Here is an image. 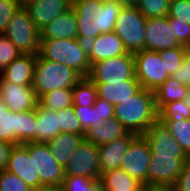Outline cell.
I'll use <instances>...</instances> for the list:
<instances>
[{
    "mask_svg": "<svg viewBox=\"0 0 190 191\" xmlns=\"http://www.w3.org/2000/svg\"><path fill=\"white\" fill-rule=\"evenodd\" d=\"M123 6L115 0H73L78 23V39L87 44L98 35L114 31Z\"/></svg>",
    "mask_w": 190,
    "mask_h": 191,
    "instance_id": "obj_1",
    "label": "cell"
},
{
    "mask_svg": "<svg viewBox=\"0 0 190 191\" xmlns=\"http://www.w3.org/2000/svg\"><path fill=\"white\" fill-rule=\"evenodd\" d=\"M114 117L136 135H144L158 119L154 92L141 88L132 97L114 106Z\"/></svg>",
    "mask_w": 190,
    "mask_h": 191,
    "instance_id": "obj_2",
    "label": "cell"
},
{
    "mask_svg": "<svg viewBox=\"0 0 190 191\" xmlns=\"http://www.w3.org/2000/svg\"><path fill=\"white\" fill-rule=\"evenodd\" d=\"M39 55L74 69L81 77H87L90 72L87 46L78 38L40 39Z\"/></svg>",
    "mask_w": 190,
    "mask_h": 191,
    "instance_id": "obj_3",
    "label": "cell"
},
{
    "mask_svg": "<svg viewBox=\"0 0 190 191\" xmlns=\"http://www.w3.org/2000/svg\"><path fill=\"white\" fill-rule=\"evenodd\" d=\"M81 78L74 69L46 60L38 54L34 66L32 87L39 99L53 90L73 88Z\"/></svg>",
    "mask_w": 190,
    "mask_h": 191,
    "instance_id": "obj_4",
    "label": "cell"
},
{
    "mask_svg": "<svg viewBox=\"0 0 190 191\" xmlns=\"http://www.w3.org/2000/svg\"><path fill=\"white\" fill-rule=\"evenodd\" d=\"M36 109L14 113L0 95V140L12 145L35 142Z\"/></svg>",
    "mask_w": 190,
    "mask_h": 191,
    "instance_id": "obj_5",
    "label": "cell"
},
{
    "mask_svg": "<svg viewBox=\"0 0 190 191\" xmlns=\"http://www.w3.org/2000/svg\"><path fill=\"white\" fill-rule=\"evenodd\" d=\"M3 34L21 54H33L36 56L39 54L40 31L24 7H20L15 12Z\"/></svg>",
    "mask_w": 190,
    "mask_h": 191,
    "instance_id": "obj_6",
    "label": "cell"
},
{
    "mask_svg": "<svg viewBox=\"0 0 190 191\" xmlns=\"http://www.w3.org/2000/svg\"><path fill=\"white\" fill-rule=\"evenodd\" d=\"M146 20L136 7L121 9L114 25V32L128 52L136 53L145 49Z\"/></svg>",
    "mask_w": 190,
    "mask_h": 191,
    "instance_id": "obj_7",
    "label": "cell"
},
{
    "mask_svg": "<svg viewBox=\"0 0 190 191\" xmlns=\"http://www.w3.org/2000/svg\"><path fill=\"white\" fill-rule=\"evenodd\" d=\"M94 83H121L135 77V60L133 53L107 58L91 64L87 76Z\"/></svg>",
    "mask_w": 190,
    "mask_h": 191,
    "instance_id": "obj_8",
    "label": "cell"
},
{
    "mask_svg": "<svg viewBox=\"0 0 190 191\" xmlns=\"http://www.w3.org/2000/svg\"><path fill=\"white\" fill-rule=\"evenodd\" d=\"M133 55L135 77L142 88L154 92L169 77L159 52L144 49L133 53Z\"/></svg>",
    "mask_w": 190,
    "mask_h": 191,
    "instance_id": "obj_9",
    "label": "cell"
},
{
    "mask_svg": "<svg viewBox=\"0 0 190 191\" xmlns=\"http://www.w3.org/2000/svg\"><path fill=\"white\" fill-rule=\"evenodd\" d=\"M151 149L143 135H137L129 144L120 168L142 185H148Z\"/></svg>",
    "mask_w": 190,
    "mask_h": 191,
    "instance_id": "obj_10",
    "label": "cell"
},
{
    "mask_svg": "<svg viewBox=\"0 0 190 191\" xmlns=\"http://www.w3.org/2000/svg\"><path fill=\"white\" fill-rule=\"evenodd\" d=\"M99 151L98 145L83 140L64 167L65 176H83L99 180Z\"/></svg>",
    "mask_w": 190,
    "mask_h": 191,
    "instance_id": "obj_11",
    "label": "cell"
},
{
    "mask_svg": "<svg viewBox=\"0 0 190 191\" xmlns=\"http://www.w3.org/2000/svg\"><path fill=\"white\" fill-rule=\"evenodd\" d=\"M5 170L18 175L34 191L43 187L35 176L34 142L13 145Z\"/></svg>",
    "mask_w": 190,
    "mask_h": 191,
    "instance_id": "obj_12",
    "label": "cell"
},
{
    "mask_svg": "<svg viewBox=\"0 0 190 191\" xmlns=\"http://www.w3.org/2000/svg\"><path fill=\"white\" fill-rule=\"evenodd\" d=\"M187 156H151L148 168V185L173 187Z\"/></svg>",
    "mask_w": 190,
    "mask_h": 191,
    "instance_id": "obj_13",
    "label": "cell"
},
{
    "mask_svg": "<svg viewBox=\"0 0 190 191\" xmlns=\"http://www.w3.org/2000/svg\"><path fill=\"white\" fill-rule=\"evenodd\" d=\"M35 176H39L42 186L61 185L65 179L64 167L61 166L47 143L34 142Z\"/></svg>",
    "mask_w": 190,
    "mask_h": 191,
    "instance_id": "obj_14",
    "label": "cell"
},
{
    "mask_svg": "<svg viewBox=\"0 0 190 191\" xmlns=\"http://www.w3.org/2000/svg\"><path fill=\"white\" fill-rule=\"evenodd\" d=\"M181 45L174 30L170 27L168 17L148 18L145 22V50L160 51Z\"/></svg>",
    "mask_w": 190,
    "mask_h": 191,
    "instance_id": "obj_15",
    "label": "cell"
},
{
    "mask_svg": "<svg viewBox=\"0 0 190 191\" xmlns=\"http://www.w3.org/2000/svg\"><path fill=\"white\" fill-rule=\"evenodd\" d=\"M143 136L149 143L151 156H187L170 129L159 118Z\"/></svg>",
    "mask_w": 190,
    "mask_h": 191,
    "instance_id": "obj_16",
    "label": "cell"
},
{
    "mask_svg": "<svg viewBox=\"0 0 190 191\" xmlns=\"http://www.w3.org/2000/svg\"><path fill=\"white\" fill-rule=\"evenodd\" d=\"M0 95L14 113L36 109L39 103L32 85H18L0 77Z\"/></svg>",
    "mask_w": 190,
    "mask_h": 191,
    "instance_id": "obj_17",
    "label": "cell"
},
{
    "mask_svg": "<svg viewBox=\"0 0 190 191\" xmlns=\"http://www.w3.org/2000/svg\"><path fill=\"white\" fill-rule=\"evenodd\" d=\"M73 0H35L24 8L39 31L45 28L55 17L72 9Z\"/></svg>",
    "mask_w": 190,
    "mask_h": 191,
    "instance_id": "obj_18",
    "label": "cell"
},
{
    "mask_svg": "<svg viewBox=\"0 0 190 191\" xmlns=\"http://www.w3.org/2000/svg\"><path fill=\"white\" fill-rule=\"evenodd\" d=\"M86 46L91 64L128 53L122 40L114 31L98 35Z\"/></svg>",
    "mask_w": 190,
    "mask_h": 191,
    "instance_id": "obj_19",
    "label": "cell"
},
{
    "mask_svg": "<svg viewBox=\"0 0 190 191\" xmlns=\"http://www.w3.org/2000/svg\"><path fill=\"white\" fill-rule=\"evenodd\" d=\"M137 135L128 132L125 136L115 139L107 144L98 146L100 173L120 168L123 156Z\"/></svg>",
    "mask_w": 190,
    "mask_h": 191,
    "instance_id": "obj_20",
    "label": "cell"
},
{
    "mask_svg": "<svg viewBox=\"0 0 190 191\" xmlns=\"http://www.w3.org/2000/svg\"><path fill=\"white\" fill-rule=\"evenodd\" d=\"M36 55L20 54L1 73L0 77L18 85H32Z\"/></svg>",
    "mask_w": 190,
    "mask_h": 191,
    "instance_id": "obj_21",
    "label": "cell"
},
{
    "mask_svg": "<svg viewBox=\"0 0 190 191\" xmlns=\"http://www.w3.org/2000/svg\"><path fill=\"white\" fill-rule=\"evenodd\" d=\"M78 38V23L73 9L55 17L40 31V39Z\"/></svg>",
    "mask_w": 190,
    "mask_h": 191,
    "instance_id": "obj_22",
    "label": "cell"
},
{
    "mask_svg": "<svg viewBox=\"0 0 190 191\" xmlns=\"http://www.w3.org/2000/svg\"><path fill=\"white\" fill-rule=\"evenodd\" d=\"M98 98L104 99L111 104L118 105L122 101L132 97L142 87L137 79H130L121 83H95Z\"/></svg>",
    "mask_w": 190,
    "mask_h": 191,
    "instance_id": "obj_23",
    "label": "cell"
},
{
    "mask_svg": "<svg viewBox=\"0 0 190 191\" xmlns=\"http://www.w3.org/2000/svg\"><path fill=\"white\" fill-rule=\"evenodd\" d=\"M128 131L114 117L106 122L99 121L96 127H89L85 131L84 140L101 146L115 139L125 136Z\"/></svg>",
    "mask_w": 190,
    "mask_h": 191,
    "instance_id": "obj_24",
    "label": "cell"
},
{
    "mask_svg": "<svg viewBox=\"0 0 190 191\" xmlns=\"http://www.w3.org/2000/svg\"><path fill=\"white\" fill-rule=\"evenodd\" d=\"M61 133L58 111L41 107L36 108L35 143H47Z\"/></svg>",
    "mask_w": 190,
    "mask_h": 191,
    "instance_id": "obj_25",
    "label": "cell"
},
{
    "mask_svg": "<svg viewBox=\"0 0 190 191\" xmlns=\"http://www.w3.org/2000/svg\"><path fill=\"white\" fill-rule=\"evenodd\" d=\"M83 140L84 135L61 132L49 140L47 145L56 161L61 166L65 167L69 161V157L74 153Z\"/></svg>",
    "mask_w": 190,
    "mask_h": 191,
    "instance_id": "obj_26",
    "label": "cell"
},
{
    "mask_svg": "<svg viewBox=\"0 0 190 191\" xmlns=\"http://www.w3.org/2000/svg\"><path fill=\"white\" fill-rule=\"evenodd\" d=\"M99 180L106 191H143L144 186L121 168L102 173Z\"/></svg>",
    "mask_w": 190,
    "mask_h": 191,
    "instance_id": "obj_27",
    "label": "cell"
},
{
    "mask_svg": "<svg viewBox=\"0 0 190 191\" xmlns=\"http://www.w3.org/2000/svg\"><path fill=\"white\" fill-rule=\"evenodd\" d=\"M188 89V86L181 84L172 77H168L164 83L154 91L158 112L168 103L183 100Z\"/></svg>",
    "mask_w": 190,
    "mask_h": 191,
    "instance_id": "obj_28",
    "label": "cell"
},
{
    "mask_svg": "<svg viewBox=\"0 0 190 191\" xmlns=\"http://www.w3.org/2000/svg\"><path fill=\"white\" fill-rule=\"evenodd\" d=\"M41 107L58 111L73 105L72 88H63L47 92L39 98Z\"/></svg>",
    "mask_w": 190,
    "mask_h": 191,
    "instance_id": "obj_29",
    "label": "cell"
},
{
    "mask_svg": "<svg viewBox=\"0 0 190 191\" xmlns=\"http://www.w3.org/2000/svg\"><path fill=\"white\" fill-rule=\"evenodd\" d=\"M72 91L73 106H93L98 97L96 84L88 77H82Z\"/></svg>",
    "mask_w": 190,
    "mask_h": 191,
    "instance_id": "obj_30",
    "label": "cell"
},
{
    "mask_svg": "<svg viewBox=\"0 0 190 191\" xmlns=\"http://www.w3.org/2000/svg\"><path fill=\"white\" fill-rule=\"evenodd\" d=\"M186 155L190 154V118L177 121H163Z\"/></svg>",
    "mask_w": 190,
    "mask_h": 191,
    "instance_id": "obj_31",
    "label": "cell"
},
{
    "mask_svg": "<svg viewBox=\"0 0 190 191\" xmlns=\"http://www.w3.org/2000/svg\"><path fill=\"white\" fill-rule=\"evenodd\" d=\"M171 0H139L136 8L146 18L167 17Z\"/></svg>",
    "mask_w": 190,
    "mask_h": 191,
    "instance_id": "obj_32",
    "label": "cell"
},
{
    "mask_svg": "<svg viewBox=\"0 0 190 191\" xmlns=\"http://www.w3.org/2000/svg\"><path fill=\"white\" fill-rule=\"evenodd\" d=\"M58 121L61 132L85 135V131L83 130L79 119L76 117L73 105L58 110Z\"/></svg>",
    "mask_w": 190,
    "mask_h": 191,
    "instance_id": "obj_33",
    "label": "cell"
},
{
    "mask_svg": "<svg viewBox=\"0 0 190 191\" xmlns=\"http://www.w3.org/2000/svg\"><path fill=\"white\" fill-rule=\"evenodd\" d=\"M158 118L161 121H177L190 118V110L183 100L166 104L159 112Z\"/></svg>",
    "mask_w": 190,
    "mask_h": 191,
    "instance_id": "obj_34",
    "label": "cell"
},
{
    "mask_svg": "<svg viewBox=\"0 0 190 191\" xmlns=\"http://www.w3.org/2000/svg\"><path fill=\"white\" fill-rule=\"evenodd\" d=\"M187 48L188 47L186 46H177L175 48L158 51L161 59L166 65V71L169 77H171L173 73L177 72L179 66H181L184 59V53Z\"/></svg>",
    "mask_w": 190,
    "mask_h": 191,
    "instance_id": "obj_35",
    "label": "cell"
},
{
    "mask_svg": "<svg viewBox=\"0 0 190 191\" xmlns=\"http://www.w3.org/2000/svg\"><path fill=\"white\" fill-rule=\"evenodd\" d=\"M76 117L79 119L84 131L89 127H96L102 121L99 113V106H73Z\"/></svg>",
    "mask_w": 190,
    "mask_h": 191,
    "instance_id": "obj_36",
    "label": "cell"
},
{
    "mask_svg": "<svg viewBox=\"0 0 190 191\" xmlns=\"http://www.w3.org/2000/svg\"><path fill=\"white\" fill-rule=\"evenodd\" d=\"M167 17L169 22L190 24V0H171Z\"/></svg>",
    "mask_w": 190,
    "mask_h": 191,
    "instance_id": "obj_37",
    "label": "cell"
},
{
    "mask_svg": "<svg viewBox=\"0 0 190 191\" xmlns=\"http://www.w3.org/2000/svg\"><path fill=\"white\" fill-rule=\"evenodd\" d=\"M0 191H34L18 175L4 170L0 172Z\"/></svg>",
    "mask_w": 190,
    "mask_h": 191,
    "instance_id": "obj_38",
    "label": "cell"
},
{
    "mask_svg": "<svg viewBox=\"0 0 190 191\" xmlns=\"http://www.w3.org/2000/svg\"><path fill=\"white\" fill-rule=\"evenodd\" d=\"M21 53L3 34H0V73Z\"/></svg>",
    "mask_w": 190,
    "mask_h": 191,
    "instance_id": "obj_39",
    "label": "cell"
},
{
    "mask_svg": "<svg viewBox=\"0 0 190 191\" xmlns=\"http://www.w3.org/2000/svg\"><path fill=\"white\" fill-rule=\"evenodd\" d=\"M19 8L17 0H0V34L6 31L12 16Z\"/></svg>",
    "mask_w": 190,
    "mask_h": 191,
    "instance_id": "obj_40",
    "label": "cell"
},
{
    "mask_svg": "<svg viewBox=\"0 0 190 191\" xmlns=\"http://www.w3.org/2000/svg\"><path fill=\"white\" fill-rule=\"evenodd\" d=\"M96 181L97 179L83 176H65L62 185L65 191H89Z\"/></svg>",
    "mask_w": 190,
    "mask_h": 191,
    "instance_id": "obj_41",
    "label": "cell"
},
{
    "mask_svg": "<svg viewBox=\"0 0 190 191\" xmlns=\"http://www.w3.org/2000/svg\"><path fill=\"white\" fill-rule=\"evenodd\" d=\"M171 77L190 88V47L184 53L181 66H179L177 72L173 73Z\"/></svg>",
    "mask_w": 190,
    "mask_h": 191,
    "instance_id": "obj_42",
    "label": "cell"
},
{
    "mask_svg": "<svg viewBox=\"0 0 190 191\" xmlns=\"http://www.w3.org/2000/svg\"><path fill=\"white\" fill-rule=\"evenodd\" d=\"M170 27L176 34L177 41L186 47H190V24L182 22H170Z\"/></svg>",
    "mask_w": 190,
    "mask_h": 191,
    "instance_id": "obj_43",
    "label": "cell"
},
{
    "mask_svg": "<svg viewBox=\"0 0 190 191\" xmlns=\"http://www.w3.org/2000/svg\"><path fill=\"white\" fill-rule=\"evenodd\" d=\"M173 189L175 191H190V166L187 163H185Z\"/></svg>",
    "mask_w": 190,
    "mask_h": 191,
    "instance_id": "obj_44",
    "label": "cell"
},
{
    "mask_svg": "<svg viewBox=\"0 0 190 191\" xmlns=\"http://www.w3.org/2000/svg\"><path fill=\"white\" fill-rule=\"evenodd\" d=\"M93 106H99V113L102 121L106 122L107 120L114 118V105L110 102L97 97Z\"/></svg>",
    "mask_w": 190,
    "mask_h": 191,
    "instance_id": "obj_45",
    "label": "cell"
},
{
    "mask_svg": "<svg viewBox=\"0 0 190 191\" xmlns=\"http://www.w3.org/2000/svg\"><path fill=\"white\" fill-rule=\"evenodd\" d=\"M12 147V144L0 140V172L4 171L7 167Z\"/></svg>",
    "mask_w": 190,
    "mask_h": 191,
    "instance_id": "obj_46",
    "label": "cell"
},
{
    "mask_svg": "<svg viewBox=\"0 0 190 191\" xmlns=\"http://www.w3.org/2000/svg\"><path fill=\"white\" fill-rule=\"evenodd\" d=\"M143 191H175L173 187L144 185Z\"/></svg>",
    "mask_w": 190,
    "mask_h": 191,
    "instance_id": "obj_47",
    "label": "cell"
},
{
    "mask_svg": "<svg viewBox=\"0 0 190 191\" xmlns=\"http://www.w3.org/2000/svg\"><path fill=\"white\" fill-rule=\"evenodd\" d=\"M37 191H65L64 186L61 185H51V186H43Z\"/></svg>",
    "mask_w": 190,
    "mask_h": 191,
    "instance_id": "obj_48",
    "label": "cell"
},
{
    "mask_svg": "<svg viewBox=\"0 0 190 191\" xmlns=\"http://www.w3.org/2000/svg\"><path fill=\"white\" fill-rule=\"evenodd\" d=\"M119 2L123 7H136L139 0H115Z\"/></svg>",
    "mask_w": 190,
    "mask_h": 191,
    "instance_id": "obj_49",
    "label": "cell"
},
{
    "mask_svg": "<svg viewBox=\"0 0 190 191\" xmlns=\"http://www.w3.org/2000/svg\"><path fill=\"white\" fill-rule=\"evenodd\" d=\"M89 191H106L100 180H97L90 188Z\"/></svg>",
    "mask_w": 190,
    "mask_h": 191,
    "instance_id": "obj_50",
    "label": "cell"
},
{
    "mask_svg": "<svg viewBox=\"0 0 190 191\" xmlns=\"http://www.w3.org/2000/svg\"><path fill=\"white\" fill-rule=\"evenodd\" d=\"M183 102L185 105L188 106L189 110H190V88L188 89L186 96L183 99Z\"/></svg>",
    "mask_w": 190,
    "mask_h": 191,
    "instance_id": "obj_51",
    "label": "cell"
},
{
    "mask_svg": "<svg viewBox=\"0 0 190 191\" xmlns=\"http://www.w3.org/2000/svg\"><path fill=\"white\" fill-rule=\"evenodd\" d=\"M35 0H17L20 7L26 6L28 3L33 2Z\"/></svg>",
    "mask_w": 190,
    "mask_h": 191,
    "instance_id": "obj_52",
    "label": "cell"
},
{
    "mask_svg": "<svg viewBox=\"0 0 190 191\" xmlns=\"http://www.w3.org/2000/svg\"><path fill=\"white\" fill-rule=\"evenodd\" d=\"M186 163L190 166V154L187 155Z\"/></svg>",
    "mask_w": 190,
    "mask_h": 191,
    "instance_id": "obj_53",
    "label": "cell"
}]
</instances>
